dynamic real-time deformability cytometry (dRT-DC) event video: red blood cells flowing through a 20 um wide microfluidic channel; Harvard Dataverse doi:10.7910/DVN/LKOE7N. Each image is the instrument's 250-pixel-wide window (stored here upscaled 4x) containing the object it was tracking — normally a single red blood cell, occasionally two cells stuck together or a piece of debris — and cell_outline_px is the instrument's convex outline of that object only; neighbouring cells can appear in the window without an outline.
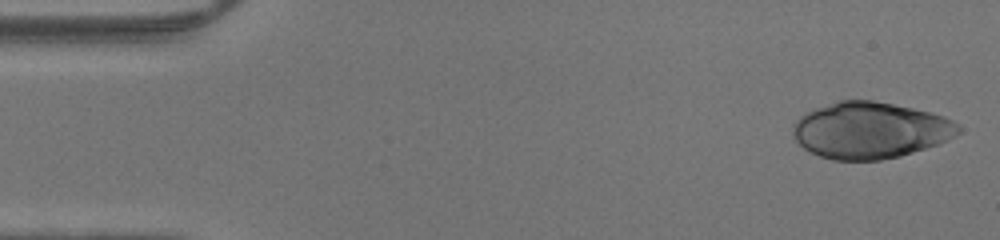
{"species": "human", "species_latin": "Homo sapiens", "temperature_condition": "warm", "stored_images_in_passage": 45, "camera_frame_rate_fps": 3000, "um_per_image_px": 0.085, "donor": {"sex": "male"}, "frame": {"image": 1, "passage_image": 1, "time_ms": 0.0, "image_size_px": [1000, 240], "cell_outline_px": [[960, 132], [956, 136], [948, 140], [900, 156], [880, 160], [832, 160], [820, 156], [804, 148], [796, 140], [792, 132], [792, 128], [796, 120], [800, 116], [812, 108], [836, 100], [872, 100], [912, 108], [944, 116], [960, 124]], "centroid_in_image_um": [73.94, 11.06], "position_along_channel_um": 11.1, "area_um2": 54.45}}
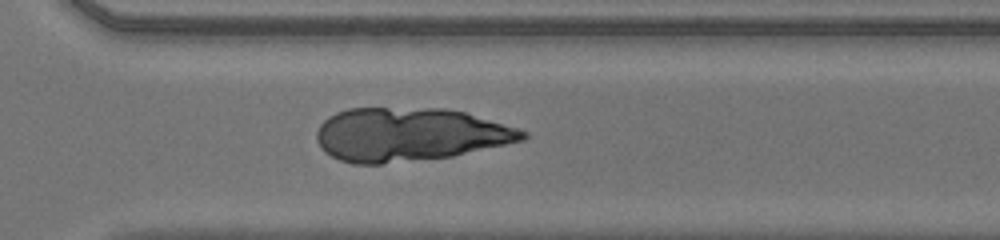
{"frame": {"image": 2, "passage_image": 32, "time_ms": 10.333, "image_size_px": [1000, 240], "cell_outline_px": [[528, 136], [524, 140], [452, 156], [380, 164], [352, 164], [340, 160], [324, 152], [320, 148], [316, 140], [316, 132], [320, 124], [328, 116], [336, 112], [348, 108], [444, 108], [464, 112], [516, 128], [528, 132]], "centroid_in_image_um": [34.74, 11.43], "position_along_channel_um": 335.9, "area_um2": 64.04}}
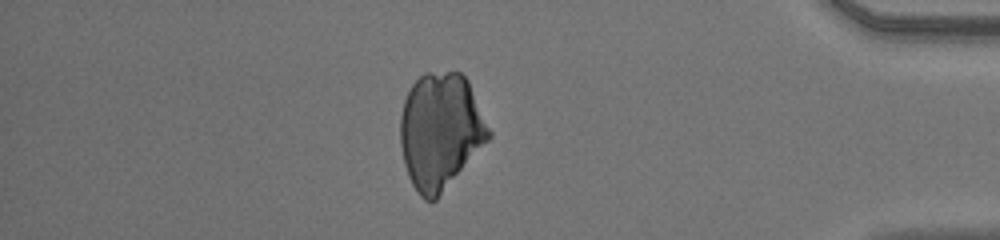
{"frame": {"image": 3, "passage_image": 39, "time_ms": 12.667, "image_size_px": [1000, 240], "cell_outline_px": [[492, 136], [436, 200], [424, 200], [420, 196], [412, 184], [408, 176], [404, 164], [400, 144], [400, 116], [404, 100], [412, 84], [424, 72], [460, 72], [468, 80], [492, 132]], "centroid_in_image_um": [37.43, 11.13], "position_along_channel_um": 397.8, "area_um2": 59.88}}